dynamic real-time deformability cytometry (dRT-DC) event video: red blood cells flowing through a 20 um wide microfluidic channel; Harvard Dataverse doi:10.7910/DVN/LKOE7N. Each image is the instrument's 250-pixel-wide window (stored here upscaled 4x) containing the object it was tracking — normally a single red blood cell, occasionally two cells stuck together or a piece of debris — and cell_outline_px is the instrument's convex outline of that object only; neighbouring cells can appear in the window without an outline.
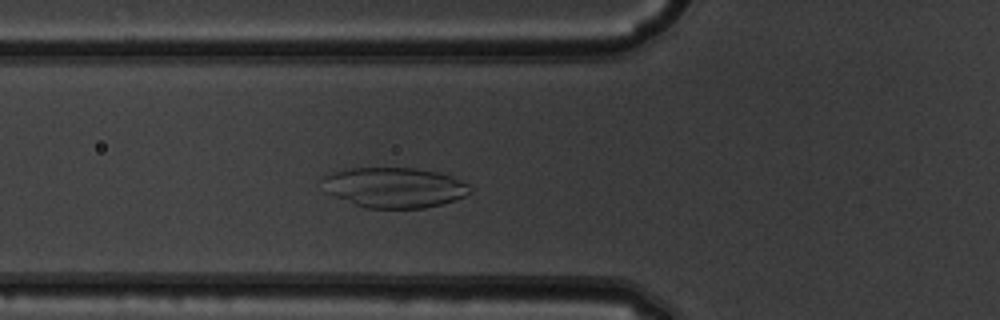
{"species": "common noctule bat (a hibernating species)", "species_latin": "Nyctalus noctula", "temperature_condition": "warm", "stored_images_in_passage": 35, "camera_frame_rate_fps": 3000, "um_per_image_px": 0.085, "animal": {"sex": "male", "body_mass_g": 19.5, "forearm_length_mm": 54.6}, "frame": {"image": 1, "passage_image": 3, "time_ms": 0.667, "image_size_px": [1000, 320], "cell_outline_px": [[472, 192], [456, 200], [424, 208], [368, 208], [356, 204], [324, 192], [320, 180], [324, 176], [336, 172], [352, 168], [416, 168], [440, 172], [452, 176], [468, 184], [472, 188]], "centroid_in_image_um": [33.54, 15.93], "position_along_channel_um": 92.3, "area_um2": 34.68}}
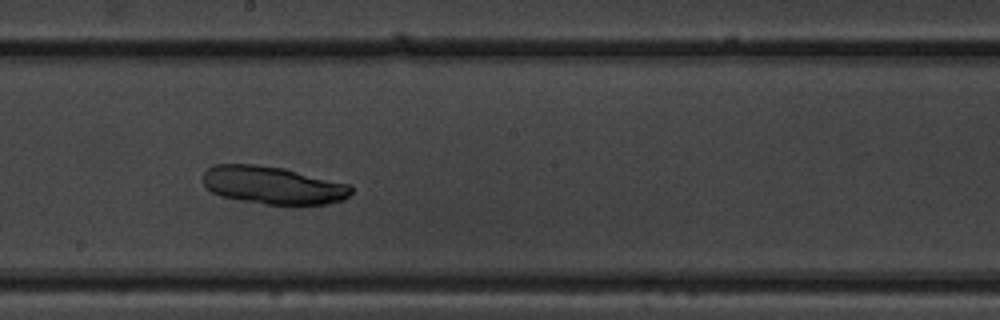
{"frame": {"image": 2, "passage_image": 13, "time_ms": 4.0, "image_size_px": [1000, 320], "cell_outline_px": [[352, 192], [344, 200], [328, 204], [268, 204], [220, 196], [212, 192], [204, 184], [204, 172], [212, 164], [256, 164], [284, 168], [348, 184], [352, 188]], "centroid_in_image_um": [23.19, 15.73], "position_along_channel_um": 225.0, "area_um2": 32.37}}
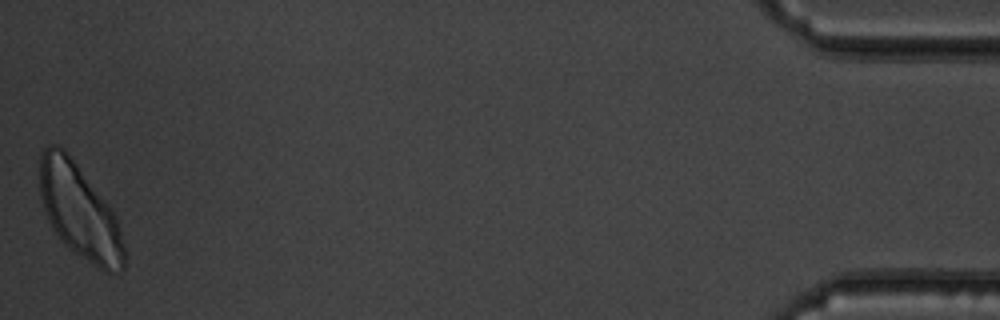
{"frame": {"image": 3, "passage_image": 35, "time_ms": 11.333, "image_size_px": [1000, 320], "cell_outline_px": [[124, 268], [120, 272], [104, 272], [64, 244], [52, 228], [48, 220], [40, 196], [40, 156], [44, 148], [48, 144], [56, 144], [64, 148], [104, 200], [116, 216], [124, 244]], "centroid_in_image_um": [6.74, 17.97], "position_along_channel_um": 428.5, "area_um2": 45.78}}